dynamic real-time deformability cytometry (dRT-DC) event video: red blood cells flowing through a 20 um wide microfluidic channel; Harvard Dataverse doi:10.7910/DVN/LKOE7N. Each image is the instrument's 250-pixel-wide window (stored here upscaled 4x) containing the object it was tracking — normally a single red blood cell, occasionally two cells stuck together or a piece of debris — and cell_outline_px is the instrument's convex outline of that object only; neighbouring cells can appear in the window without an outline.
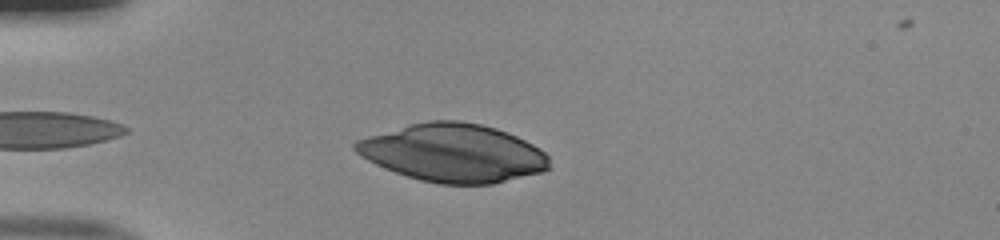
{"species": "human", "species_latin": "Homo sapiens", "temperature_condition": "room temperature", "stored_images_in_passage": 35, "camera_frame_rate_fps": 3000, "um_per_image_px": 0.085, "donor": {"sex": "male"}, "frame": {"image": 1, "passage_image": 3, "time_ms": 0.667, "image_size_px": [1000, 240], "cell_outline_px": [[552, 168], [544, 172], [492, 184], [440, 184], [420, 180], [384, 168], [360, 156], [352, 148], [352, 144], [356, 140], [368, 136], [412, 124], [428, 120], [460, 120], [480, 124], [496, 128], [508, 132], [540, 148], [548, 156]], "centroid_in_image_um": [38.55, 13.0], "position_along_channel_um": 46.4, "area_um2": 65.72}}